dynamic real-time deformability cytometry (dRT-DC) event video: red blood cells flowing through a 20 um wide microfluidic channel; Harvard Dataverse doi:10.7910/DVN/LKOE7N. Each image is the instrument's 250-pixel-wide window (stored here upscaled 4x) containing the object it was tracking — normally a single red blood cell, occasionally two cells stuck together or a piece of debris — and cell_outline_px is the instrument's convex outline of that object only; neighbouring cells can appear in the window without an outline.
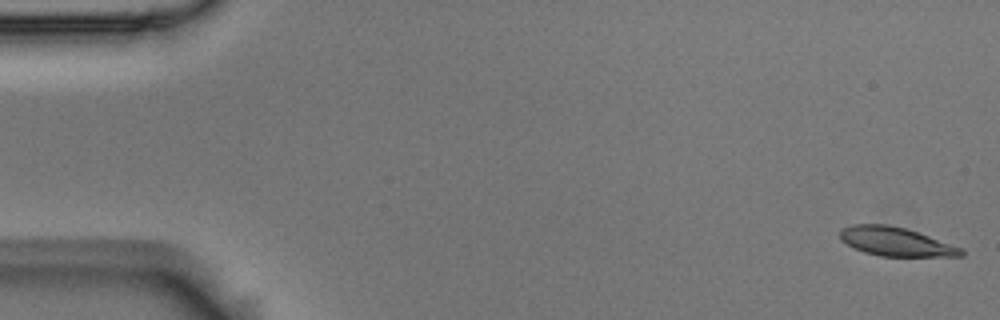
{"species": "Egyptian fruit bat (a non-hibernating species)", "species_latin": "Rousettus aegyptiacus", "temperature_condition": "room temperature", "stored_images_in_passage": 9, "camera_frame_rate_fps": 3000, "um_per_image_px": 0.085, "animal": {"sex": "male"}, "frame": {"image": 1, "passage_image": 1, "time_ms": 0.0, "image_size_px": [1000, 320], "cell_outline_px": [[964, 256], [880, 256], [864, 252], [840, 240], [840, 228], [852, 224], [888, 224], [904, 228], [964, 248]], "centroid_in_image_um": [76.13, 20.53], "position_along_channel_um": 8.9, "area_um2": 20.23}}